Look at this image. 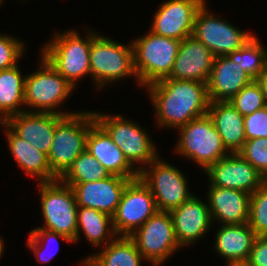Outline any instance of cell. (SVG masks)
I'll return each instance as SVG.
<instances>
[{
    "label": "cell",
    "instance_id": "cell-1",
    "mask_svg": "<svg viewBox=\"0 0 267 266\" xmlns=\"http://www.w3.org/2000/svg\"><path fill=\"white\" fill-rule=\"evenodd\" d=\"M146 88L160 127L178 129L208 113L207 83L165 78Z\"/></svg>",
    "mask_w": 267,
    "mask_h": 266
},
{
    "label": "cell",
    "instance_id": "cell-2",
    "mask_svg": "<svg viewBox=\"0 0 267 266\" xmlns=\"http://www.w3.org/2000/svg\"><path fill=\"white\" fill-rule=\"evenodd\" d=\"M95 122L93 111H76L74 114L64 116L56 124L47 159L52 174L57 179L86 150L88 132Z\"/></svg>",
    "mask_w": 267,
    "mask_h": 266
},
{
    "label": "cell",
    "instance_id": "cell-3",
    "mask_svg": "<svg viewBox=\"0 0 267 266\" xmlns=\"http://www.w3.org/2000/svg\"><path fill=\"white\" fill-rule=\"evenodd\" d=\"M131 43L138 85L147 87L170 75L180 40L159 36L149 30Z\"/></svg>",
    "mask_w": 267,
    "mask_h": 266
},
{
    "label": "cell",
    "instance_id": "cell-4",
    "mask_svg": "<svg viewBox=\"0 0 267 266\" xmlns=\"http://www.w3.org/2000/svg\"><path fill=\"white\" fill-rule=\"evenodd\" d=\"M91 31L90 70L97 89L137 74L132 43L124 45Z\"/></svg>",
    "mask_w": 267,
    "mask_h": 266
},
{
    "label": "cell",
    "instance_id": "cell-5",
    "mask_svg": "<svg viewBox=\"0 0 267 266\" xmlns=\"http://www.w3.org/2000/svg\"><path fill=\"white\" fill-rule=\"evenodd\" d=\"M87 31L85 40L74 30L56 33L41 50L49 63L74 87L79 78L91 74V31Z\"/></svg>",
    "mask_w": 267,
    "mask_h": 266
},
{
    "label": "cell",
    "instance_id": "cell-6",
    "mask_svg": "<svg viewBox=\"0 0 267 266\" xmlns=\"http://www.w3.org/2000/svg\"><path fill=\"white\" fill-rule=\"evenodd\" d=\"M40 59L41 70L25 75V106L32 107L33 112L54 113L63 116L76 113L75 111L70 113L57 112L56 107H59L63 101L65 102L74 86L42 54Z\"/></svg>",
    "mask_w": 267,
    "mask_h": 266
},
{
    "label": "cell",
    "instance_id": "cell-7",
    "mask_svg": "<svg viewBox=\"0 0 267 266\" xmlns=\"http://www.w3.org/2000/svg\"><path fill=\"white\" fill-rule=\"evenodd\" d=\"M178 129L180 139L177 141L175 152L194 160L204 171L230 154L208 114L193 119Z\"/></svg>",
    "mask_w": 267,
    "mask_h": 266
},
{
    "label": "cell",
    "instance_id": "cell-8",
    "mask_svg": "<svg viewBox=\"0 0 267 266\" xmlns=\"http://www.w3.org/2000/svg\"><path fill=\"white\" fill-rule=\"evenodd\" d=\"M93 114L95 121L121 149L128 162L133 167L136 163V170L140 171L146 164H150L159 156L148 133L134 121L117 114L111 116L97 111H93ZM137 163L144 165L139 167Z\"/></svg>",
    "mask_w": 267,
    "mask_h": 266
},
{
    "label": "cell",
    "instance_id": "cell-9",
    "mask_svg": "<svg viewBox=\"0 0 267 266\" xmlns=\"http://www.w3.org/2000/svg\"><path fill=\"white\" fill-rule=\"evenodd\" d=\"M42 227L62 234L75 243L77 234L78 204L71 186L59 179L39 183Z\"/></svg>",
    "mask_w": 267,
    "mask_h": 266
},
{
    "label": "cell",
    "instance_id": "cell-10",
    "mask_svg": "<svg viewBox=\"0 0 267 266\" xmlns=\"http://www.w3.org/2000/svg\"><path fill=\"white\" fill-rule=\"evenodd\" d=\"M147 169L139 171V177L149 187L158 211L170 212L189 200L188 181L182 171L157 157Z\"/></svg>",
    "mask_w": 267,
    "mask_h": 266
},
{
    "label": "cell",
    "instance_id": "cell-11",
    "mask_svg": "<svg viewBox=\"0 0 267 266\" xmlns=\"http://www.w3.org/2000/svg\"><path fill=\"white\" fill-rule=\"evenodd\" d=\"M129 238L145 261L153 266L163 264L175 250L181 248L175 237L171 215L165 211H157Z\"/></svg>",
    "mask_w": 267,
    "mask_h": 266
},
{
    "label": "cell",
    "instance_id": "cell-12",
    "mask_svg": "<svg viewBox=\"0 0 267 266\" xmlns=\"http://www.w3.org/2000/svg\"><path fill=\"white\" fill-rule=\"evenodd\" d=\"M157 211L155 198L149 187L140 177L130 180L112 217L116 235L129 237Z\"/></svg>",
    "mask_w": 267,
    "mask_h": 266
},
{
    "label": "cell",
    "instance_id": "cell-13",
    "mask_svg": "<svg viewBox=\"0 0 267 266\" xmlns=\"http://www.w3.org/2000/svg\"><path fill=\"white\" fill-rule=\"evenodd\" d=\"M192 35L215 57L227 56L254 36L209 13L205 2L196 12Z\"/></svg>",
    "mask_w": 267,
    "mask_h": 266
},
{
    "label": "cell",
    "instance_id": "cell-14",
    "mask_svg": "<svg viewBox=\"0 0 267 266\" xmlns=\"http://www.w3.org/2000/svg\"><path fill=\"white\" fill-rule=\"evenodd\" d=\"M210 186L230 188L252 194L266 179L239 153H230L205 171Z\"/></svg>",
    "mask_w": 267,
    "mask_h": 266
},
{
    "label": "cell",
    "instance_id": "cell-15",
    "mask_svg": "<svg viewBox=\"0 0 267 266\" xmlns=\"http://www.w3.org/2000/svg\"><path fill=\"white\" fill-rule=\"evenodd\" d=\"M206 0H167L159 5L150 27L156 35L171 39L192 36L196 12Z\"/></svg>",
    "mask_w": 267,
    "mask_h": 266
},
{
    "label": "cell",
    "instance_id": "cell-16",
    "mask_svg": "<svg viewBox=\"0 0 267 266\" xmlns=\"http://www.w3.org/2000/svg\"><path fill=\"white\" fill-rule=\"evenodd\" d=\"M130 180L111 174L102 180L67 185L73 189L78 206L96 209L113 217Z\"/></svg>",
    "mask_w": 267,
    "mask_h": 266
},
{
    "label": "cell",
    "instance_id": "cell-17",
    "mask_svg": "<svg viewBox=\"0 0 267 266\" xmlns=\"http://www.w3.org/2000/svg\"><path fill=\"white\" fill-rule=\"evenodd\" d=\"M215 56L193 35L183 39L167 78L207 83Z\"/></svg>",
    "mask_w": 267,
    "mask_h": 266
},
{
    "label": "cell",
    "instance_id": "cell-18",
    "mask_svg": "<svg viewBox=\"0 0 267 266\" xmlns=\"http://www.w3.org/2000/svg\"><path fill=\"white\" fill-rule=\"evenodd\" d=\"M27 110L8 118L4 123L16 135L48 156L56 124L64 116Z\"/></svg>",
    "mask_w": 267,
    "mask_h": 266
},
{
    "label": "cell",
    "instance_id": "cell-19",
    "mask_svg": "<svg viewBox=\"0 0 267 266\" xmlns=\"http://www.w3.org/2000/svg\"><path fill=\"white\" fill-rule=\"evenodd\" d=\"M206 204L193 195L189 200L169 212L175 237L180 247L193 244L192 242L200 240L199 238L209 231L213 220L208 203Z\"/></svg>",
    "mask_w": 267,
    "mask_h": 266
},
{
    "label": "cell",
    "instance_id": "cell-20",
    "mask_svg": "<svg viewBox=\"0 0 267 266\" xmlns=\"http://www.w3.org/2000/svg\"><path fill=\"white\" fill-rule=\"evenodd\" d=\"M86 150L93 155L110 174L119 175L128 179L139 177V171L128 162L121 149L97 122L89 129L86 140Z\"/></svg>",
    "mask_w": 267,
    "mask_h": 266
},
{
    "label": "cell",
    "instance_id": "cell-21",
    "mask_svg": "<svg viewBox=\"0 0 267 266\" xmlns=\"http://www.w3.org/2000/svg\"><path fill=\"white\" fill-rule=\"evenodd\" d=\"M253 79L228 56L215 57L207 82L210 102L229 101Z\"/></svg>",
    "mask_w": 267,
    "mask_h": 266
},
{
    "label": "cell",
    "instance_id": "cell-22",
    "mask_svg": "<svg viewBox=\"0 0 267 266\" xmlns=\"http://www.w3.org/2000/svg\"><path fill=\"white\" fill-rule=\"evenodd\" d=\"M211 218L220 224H244L249 221L251 195L240 190L208 186Z\"/></svg>",
    "mask_w": 267,
    "mask_h": 266
},
{
    "label": "cell",
    "instance_id": "cell-23",
    "mask_svg": "<svg viewBox=\"0 0 267 266\" xmlns=\"http://www.w3.org/2000/svg\"><path fill=\"white\" fill-rule=\"evenodd\" d=\"M208 116L222 138L229 153H239L246 141L244 116L230 101L210 102Z\"/></svg>",
    "mask_w": 267,
    "mask_h": 266
},
{
    "label": "cell",
    "instance_id": "cell-24",
    "mask_svg": "<svg viewBox=\"0 0 267 266\" xmlns=\"http://www.w3.org/2000/svg\"><path fill=\"white\" fill-rule=\"evenodd\" d=\"M256 234L248 223L223 224L215 236V251L228 263H246Z\"/></svg>",
    "mask_w": 267,
    "mask_h": 266
},
{
    "label": "cell",
    "instance_id": "cell-25",
    "mask_svg": "<svg viewBox=\"0 0 267 266\" xmlns=\"http://www.w3.org/2000/svg\"><path fill=\"white\" fill-rule=\"evenodd\" d=\"M1 124L6 128L5 135L7 134L10 152L18 166L25 171L24 173L37 178L39 183L57 180L52 174L47 155L16 135L4 122Z\"/></svg>",
    "mask_w": 267,
    "mask_h": 266
},
{
    "label": "cell",
    "instance_id": "cell-26",
    "mask_svg": "<svg viewBox=\"0 0 267 266\" xmlns=\"http://www.w3.org/2000/svg\"><path fill=\"white\" fill-rule=\"evenodd\" d=\"M142 260L145 259L128 236H117L104 245L100 253L87 256L80 264L83 266H141Z\"/></svg>",
    "mask_w": 267,
    "mask_h": 266
},
{
    "label": "cell",
    "instance_id": "cell-27",
    "mask_svg": "<svg viewBox=\"0 0 267 266\" xmlns=\"http://www.w3.org/2000/svg\"><path fill=\"white\" fill-rule=\"evenodd\" d=\"M80 229L87 240L95 247L101 244L103 247V244L106 245L117 237L113 228V219L110 215L83 206H78L75 243L80 239Z\"/></svg>",
    "mask_w": 267,
    "mask_h": 266
},
{
    "label": "cell",
    "instance_id": "cell-28",
    "mask_svg": "<svg viewBox=\"0 0 267 266\" xmlns=\"http://www.w3.org/2000/svg\"><path fill=\"white\" fill-rule=\"evenodd\" d=\"M25 78L18 64L0 71V123L25 110Z\"/></svg>",
    "mask_w": 267,
    "mask_h": 266
},
{
    "label": "cell",
    "instance_id": "cell-29",
    "mask_svg": "<svg viewBox=\"0 0 267 266\" xmlns=\"http://www.w3.org/2000/svg\"><path fill=\"white\" fill-rule=\"evenodd\" d=\"M110 172L87 150L80 154L59 178L64 184H79L105 179Z\"/></svg>",
    "mask_w": 267,
    "mask_h": 266
},
{
    "label": "cell",
    "instance_id": "cell-30",
    "mask_svg": "<svg viewBox=\"0 0 267 266\" xmlns=\"http://www.w3.org/2000/svg\"><path fill=\"white\" fill-rule=\"evenodd\" d=\"M227 56L238 63L253 80H256L267 69V50L256 36Z\"/></svg>",
    "mask_w": 267,
    "mask_h": 266
},
{
    "label": "cell",
    "instance_id": "cell-31",
    "mask_svg": "<svg viewBox=\"0 0 267 266\" xmlns=\"http://www.w3.org/2000/svg\"><path fill=\"white\" fill-rule=\"evenodd\" d=\"M248 224L256 236H267V181L251 194Z\"/></svg>",
    "mask_w": 267,
    "mask_h": 266
},
{
    "label": "cell",
    "instance_id": "cell-32",
    "mask_svg": "<svg viewBox=\"0 0 267 266\" xmlns=\"http://www.w3.org/2000/svg\"><path fill=\"white\" fill-rule=\"evenodd\" d=\"M59 239H62L65 242H70V243L73 242L68 237L62 234H59L55 231H50L45 228L36 227L35 229L31 230L29 234V237L27 239L28 240L27 246L34 252L38 263L39 262L47 263L54 257V255H56V253L59 250L58 249L59 247L57 246V249L53 252V254L52 253L50 254V252L48 253L47 247L45 248L44 245L48 244V242H51V241L52 242L54 241L56 242V244L58 243L57 245H59ZM44 249L45 250L47 249V253H45Z\"/></svg>",
    "mask_w": 267,
    "mask_h": 266
},
{
    "label": "cell",
    "instance_id": "cell-33",
    "mask_svg": "<svg viewBox=\"0 0 267 266\" xmlns=\"http://www.w3.org/2000/svg\"><path fill=\"white\" fill-rule=\"evenodd\" d=\"M229 101L244 117L267 106L257 80H252Z\"/></svg>",
    "mask_w": 267,
    "mask_h": 266
},
{
    "label": "cell",
    "instance_id": "cell-34",
    "mask_svg": "<svg viewBox=\"0 0 267 266\" xmlns=\"http://www.w3.org/2000/svg\"><path fill=\"white\" fill-rule=\"evenodd\" d=\"M239 154L267 179V138L246 140Z\"/></svg>",
    "mask_w": 267,
    "mask_h": 266
},
{
    "label": "cell",
    "instance_id": "cell-35",
    "mask_svg": "<svg viewBox=\"0 0 267 266\" xmlns=\"http://www.w3.org/2000/svg\"><path fill=\"white\" fill-rule=\"evenodd\" d=\"M24 44L17 38L0 34V71L12 68L23 56Z\"/></svg>",
    "mask_w": 267,
    "mask_h": 266
},
{
    "label": "cell",
    "instance_id": "cell-36",
    "mask_svg": "<svg viewBox=\"0 0 267 266\" xmlns=\"http://www.w3.org/2000/svg\"><path fill=\"white\" fill-rule=\"evenodd\" d=\"M246 140L267 138V106L244 117Z\"/></svg>",
    "mask_w": 267,
    "mask_h": 266
},
{
    "label": "cell",
    "instance_id": "cell-37",
    "mask_svg": "<svg viewBox=\"0 0 267 266\" xmlns=\"http://www.w3.org/2000/svg\"><path fill=\"white\" fill-rule=\"evenodd\" d=\"M246 263L249 266H267V236H257Z\"/></svg>",
    "mask_w": 267,
    "mask_h": 266
},
{
    "label": "cell",
    "instance_id": "cell-38",
    "mask_svg": "<svg viewBox=\"0 0 267 266\" xmlns=\"http://www.w3.org/2000/svg\"><path fill=\"white\" fill-rule=\"evenodd\" d=\"M257 82L261 86L265 102L267 104V69L257 79Z\"/></svg>",
    "mask_w": 267,
    "mask_h": 266
},
{
    "label": "cell",
    "instance_id": "cell-39",
    "mask_svg": "<svg viewBox=\"0 0 267 266\" xmlns=\"http://www.w3.org/2000/svg\"><path fill=\"white\" fill-rule=\"evenodd\" d=\"M4 250V241L3 239L0 237V258L3 255V251Z\"/></svg>",
    "mask_w": 267,
    "mask_h": 266
},
{
    "label": "cell",
    "instance_id": "cell-40",
    "mask_svg": "<svg viewBox=\"0 0 267 266\" xmlns=\"http://www.w3.org/2000/svg\"><path fill=\"white\" fill-rule=\"evenodd\" d=\"M227 266H249L247 263H228Z\"/></svg>",
    "mask_w": 267,
    "mask_h": 266
}]
</instances>
